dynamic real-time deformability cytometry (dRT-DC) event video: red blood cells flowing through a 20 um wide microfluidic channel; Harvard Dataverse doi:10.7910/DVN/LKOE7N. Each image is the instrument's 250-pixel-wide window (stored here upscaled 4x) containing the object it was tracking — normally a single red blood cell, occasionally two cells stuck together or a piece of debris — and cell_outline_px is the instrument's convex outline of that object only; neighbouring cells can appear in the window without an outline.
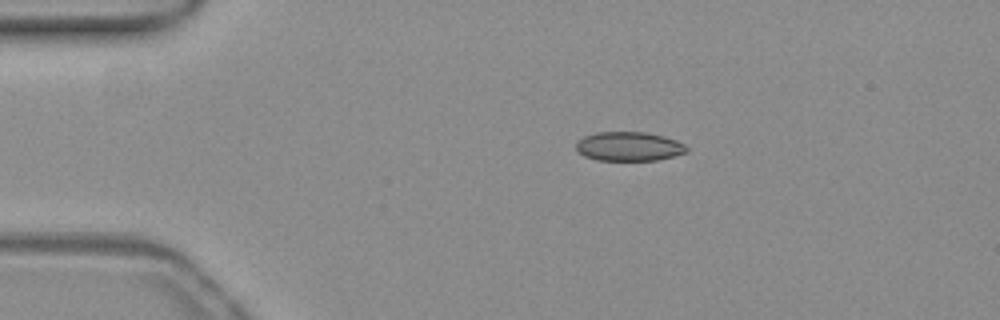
{"species": "common noctule bat (a hibernating species)", "species_latin": "Nyctalus noctula", "temperature_condition": "warm", "stored_images_in_passage": 41, "camera_frame_rate_fps": 3000, "um_per_image_px": 0.085, "animal": {"sex": "female", "body_mass_g": 19.3, "forearm_length_mm": 54.1}, "frame": {"image": 1, "passage_image": 1, "time_ms": 0.0, "image_size_px": [1000, 320], "cell_outline_px": [[688, 152], [656, 160], [596, 160], [584, 156], [576, 148], [576, 140], [584, 136], [596, 132], [644, 132], [664, 136], [676, 140], [684, 144], [688, 148]], "centroid_in_image_um": [53.44, 12.44], "position_along_channel_um": 31.6, "area_um2": 18.79}}
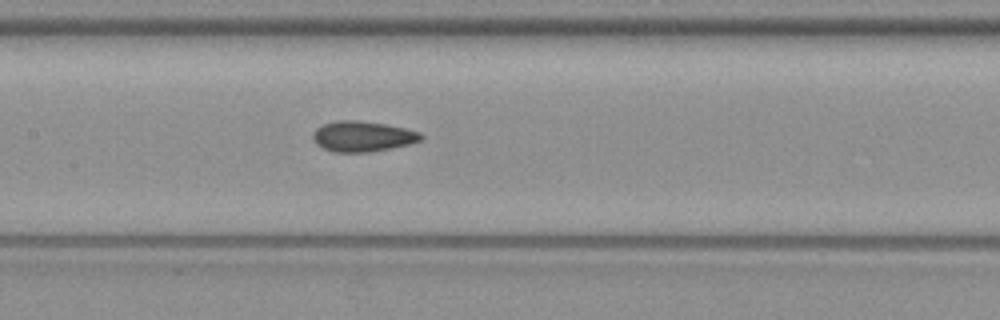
{"frame": {"image": 2, "passage_image": 16, "time_ms": 5.0, "image_size_px": [1000, 320], "cell_outline_px": [[424, 136], [420, 140], [408, 144], [392, 148], [372, 152], [332, 152], [316, 144], [312, 140], [312, 132], [316, 128], [324, 124], [336, 120], [356, 120], [384, 124], [404, 128], [420, 132]], "centroid_in_image_um": [30.78, 11.6], "position_along_channel_um": 176.6, "area_um2": 19.25}}
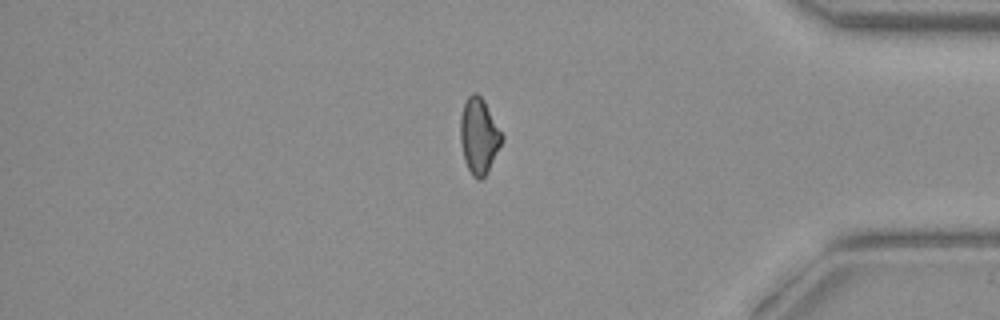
{"frame": {"image": 3, "passage_image": 35, "time_ms": 11.333, "image_size_px": [1000, 320], "cell_outline_px": [[504, 136], [488, 172], [480, 180], [476, 180], [472, 176], [464, 160], [460, 140], [460, 116], [464, 104], [468, 96], [472, 92], [476, 92], [484, 100]], "centroid_in_image_um": [40.7, 11.55], "position_along_channel_um": 394.5, "area_um2": 18.32}}